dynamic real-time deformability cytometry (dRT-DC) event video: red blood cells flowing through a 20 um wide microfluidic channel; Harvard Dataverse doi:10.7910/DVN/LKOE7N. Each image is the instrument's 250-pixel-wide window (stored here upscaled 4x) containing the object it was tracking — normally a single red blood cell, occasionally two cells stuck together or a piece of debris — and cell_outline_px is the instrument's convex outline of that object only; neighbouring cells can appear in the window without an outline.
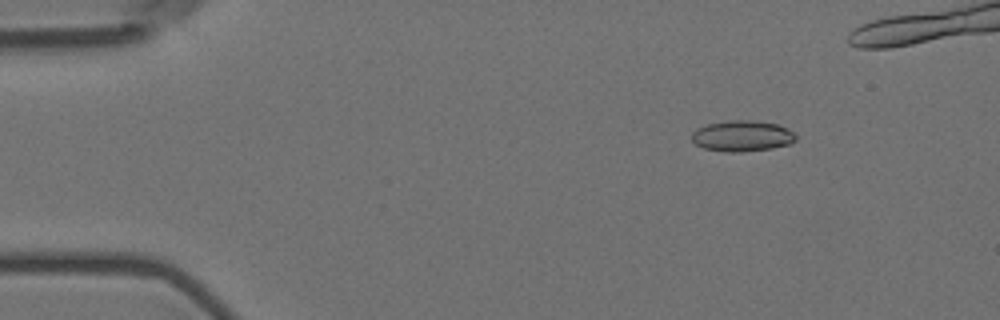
{"species": "Egyptian fruit bat (a non-hibernating species)", "species_latin": "Rousettus aegyptiacus", "temperature_condition": "room temperature", "stored_images_in_passage": 8, "segment_of_instrument_passage": [1, 2], "camera_frame_rate_fps": 3000, "um_per_image_px": 0.085, "animal": {"sex": "female"}, "frame": {"image": 1, "passage_image": 3, "time_ms": 0.667, "image_size_px": [1000, 320], "cell_outline_px": [[796, 140], [792, 144], [772, 148], [740, 152], [724, 152], [704, 148], [696, 144], [692, 140], [692, 132], [696, 128], [708, 124], [728, 120], [752, 120], [780, 124], [788, 128], [796, 136]], "centroid_in_image_um": [63.1, 11.55], "position_along_channel_um": 21.9, "area_um2": 18.96}}
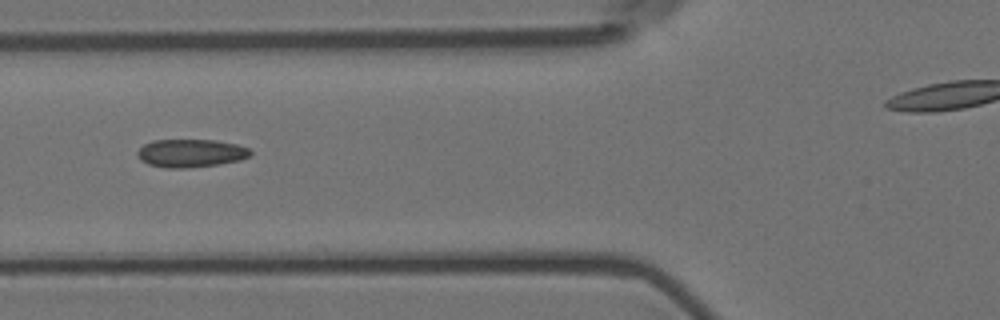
{"frame": {"image": 2, "passage_image": 7, "time_ms": 2.0, "image_size_px": [1000, 320], "cell_outline_px": [[252, 156], [240, 160], [216, 164], [188, 168], [164, 168], [148, 164], [140, 160], [136, 156], [136, 152], [144, 144], [152, 140], [216, 140], [236, 144], [248, 148], [252, 152]], "centroid_in_image_um": [16.19, 13.02], "position_along_channel_um": 109.6, "area_um2": 18.61}}